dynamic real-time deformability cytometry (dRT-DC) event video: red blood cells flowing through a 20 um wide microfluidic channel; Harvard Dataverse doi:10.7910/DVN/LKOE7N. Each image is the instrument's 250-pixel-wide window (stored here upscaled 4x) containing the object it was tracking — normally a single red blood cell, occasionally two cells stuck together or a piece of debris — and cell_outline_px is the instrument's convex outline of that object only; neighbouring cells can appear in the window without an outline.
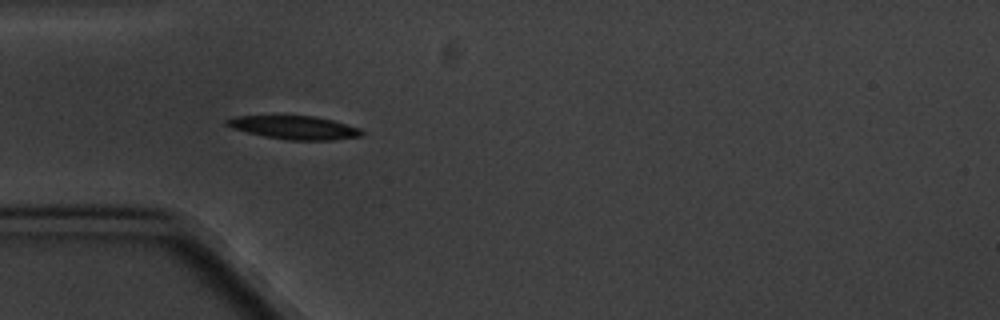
{"species": "common noctule bat (a hibernating species)", "species_latin": "Nyctalus noctula", "temperature_condition": "cold", "stored_images_in_passage": 8, "camera_frame_rate_fps": 3000, "um_per_image_px": 0.085, "animal": {"sex": "male", "body_mass_g": 20.1, "forearm_length_mm": 53.5}, "frame": {"image": 1, "passage_image": 6, "time_ms": 5.667, "image_size_px": [1000, 320], "cell_outline_px": [[364, 136], [332, 140], [288, 140], [264, 136], [232, 128], [224, 124], [224, 120], [236, 116], [312, 116], [332, 120], [360, 128], [364, 132]], "centroid_in_image_um": [25.04, 10.85], "position_along_channel_um": 60.0, "area_um2": 18.32}}